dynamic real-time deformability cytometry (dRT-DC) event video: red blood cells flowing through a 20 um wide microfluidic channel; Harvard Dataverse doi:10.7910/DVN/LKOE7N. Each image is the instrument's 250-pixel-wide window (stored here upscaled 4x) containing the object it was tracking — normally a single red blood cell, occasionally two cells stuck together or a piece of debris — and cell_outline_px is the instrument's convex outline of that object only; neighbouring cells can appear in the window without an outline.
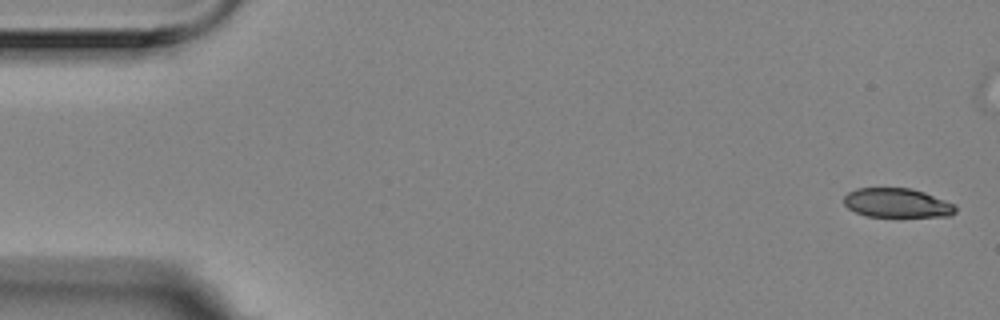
{"species": "Egyptian fruit bat (a non-hibernating species)", "species_latin": "Rousettus aegyptiacus", "temperature_condition": "room temperature", "stored_images_in_passage": 5, "segment_of_instrument_passage": [1, 2], "camera_frame_rate_fps": 3000, "um_per_image_px": 0.085, "animal": {"sex": "female"}, "frame": {"image": 1, "passage_image": 1, "time_ms": 0.0, "image_size_px": [1000, 320], "cell_outline_px": [[956, 212], [948, 216], [868, 216], [856, 212], [848, 208], [844, 204], [844, 196], [848, 192], [856, 188], [912, 188], [924, 192], [956, 204]], "centroid_in_image_um": [76.25, 17.24], "position_along_channel_um": 8.7, "area_um2": 18.96}}
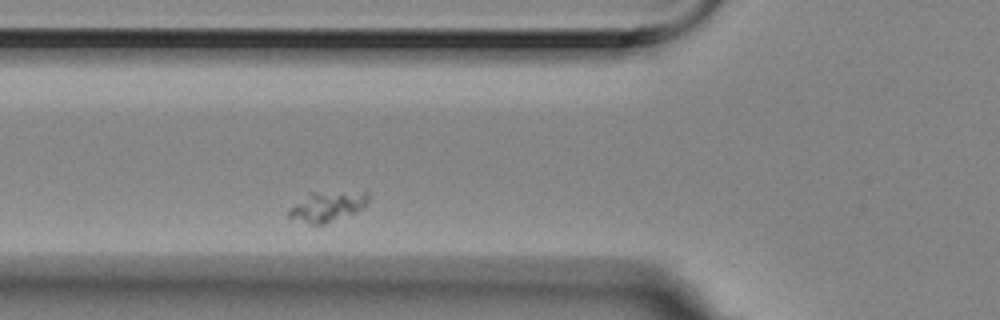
{"frame": {"image": 2, "passage_image": 4, "time_ms": 1.0, "image_size_px": [1000, 320], "cell_outline_px": [[368, 204], [352, 212], [324, 224], [312, 224], [288, 216], [288, 208], [308, 192], [368, 192]], "centroid_in_image_um": [27.77, 17.52], "position_along_channel_um": 98.0, "area_um2": 13.58}}